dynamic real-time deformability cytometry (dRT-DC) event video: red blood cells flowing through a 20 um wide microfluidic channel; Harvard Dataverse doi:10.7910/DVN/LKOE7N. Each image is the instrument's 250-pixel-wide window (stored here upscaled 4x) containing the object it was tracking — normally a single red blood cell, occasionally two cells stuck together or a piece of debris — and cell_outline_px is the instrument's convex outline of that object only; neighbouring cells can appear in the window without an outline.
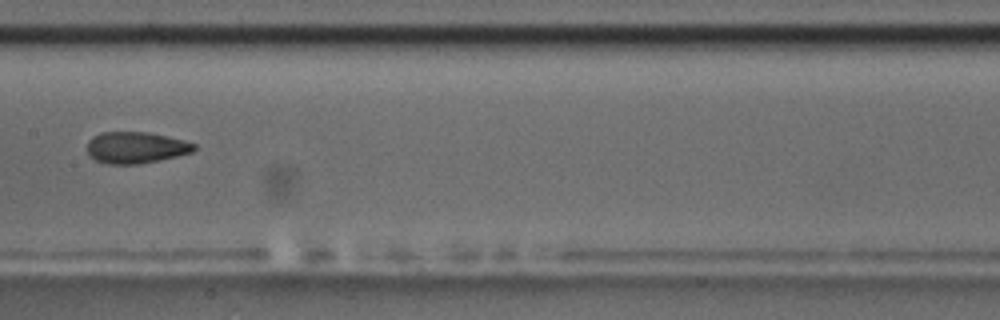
{"species": "common noctule bat (a hibernating species)", "species_latin": "Nyctalus noctula", "temperature_condition": "room temperature", "stored_images_in_passage": 9, "camera_frame_rate_fps": 3000, "um_per_image_px": 0.085, "animal": {"sex": "male", "body_mass_g": 17.5, "forearm_length_mm": 52.3}, "frame": {"image": 1, "passage_image": 8, "time_ms": 10.0, "image_size_px": [1000, 320], "cell_outline_px": [[196, 148], [192, 152], [176, 156], [136, 164], [108, 164], [96, 160], [88, 152], [88, 140], [92, 136], [100, 132], [148, 132], [184, 140], [196, 144]], "centroid_in_image_um": [11.54, 12.53], "position_along_channel_um": 195.9, "area_um2": 19.42}}